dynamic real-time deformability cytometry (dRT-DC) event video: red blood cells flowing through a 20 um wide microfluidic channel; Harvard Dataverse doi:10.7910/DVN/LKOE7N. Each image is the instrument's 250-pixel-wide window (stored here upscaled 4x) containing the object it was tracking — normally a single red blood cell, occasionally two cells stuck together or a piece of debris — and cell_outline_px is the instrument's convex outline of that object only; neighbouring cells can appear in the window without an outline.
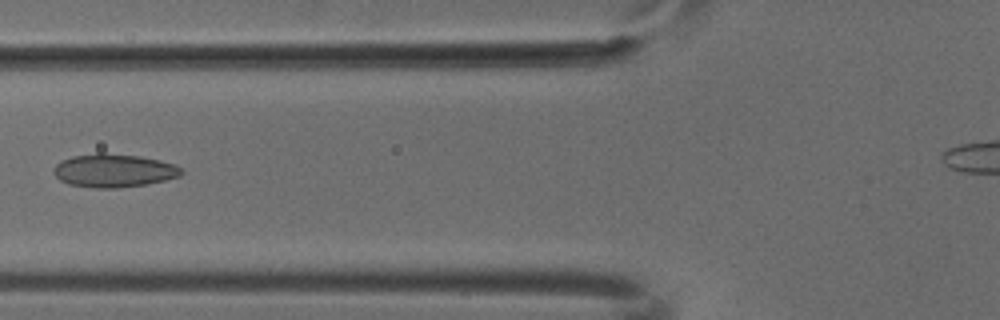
{"species": "common noctule bat (a hibernating species)", "species_latin": "Nyctalus noctula", "temperature_condition": "cold", "stored_images_in_passage": 2, "camera_frame_rate_fps": 3000, "um_per_image_px": 0.085, "animal": {"sex": "male", "body_mass_g": 18.8}, "frame": {"image": 1, "passage_image": 2, "time_ms": 0.333, "image_size_px": [1000, 320], "cell_outline_px": [[184, 172], [180, 176], [148, 184], [116, 188], [96, 188], [68, 184], [60, 180], [52, 172], [56, 164], [72, 156], [100, 152], [104, 152], [140, 156], [160, 160], [176, 164]], "centroid_in_image_um": [9.69, 14.49], "position_along_channel_um": 116.1, "area_um2": 24.91}}